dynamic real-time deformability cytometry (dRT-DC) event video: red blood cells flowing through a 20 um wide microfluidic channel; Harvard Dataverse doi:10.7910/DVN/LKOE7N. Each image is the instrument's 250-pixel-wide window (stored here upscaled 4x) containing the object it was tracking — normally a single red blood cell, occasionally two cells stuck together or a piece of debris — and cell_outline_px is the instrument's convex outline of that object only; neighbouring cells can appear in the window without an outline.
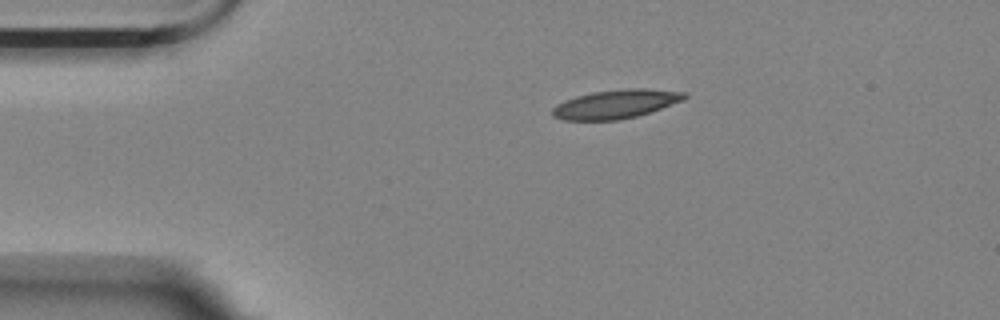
{"species": "Egyptian fruit bat (a non-hibernating species)", "species_latin": "Rousettus aegyptiacus", "temperature_condition": "room temperature", "stored_images_in_passage": 46, "camera_frame_rate_fps": 3000, "um_per_image_px": 0.085, "animal": {"sex": "female"}, "frame": {"image": 1, "passage_image": 1, "time_ms": 0.0, "image_size_px": [1000, 320], "cell_outline_px": [[688, 96], [684, 100], [636, 116], [616, 120], [564, 120], [552, 116], [552, 108], [556, 104], [564, 100], [576, 96], [592, 92], [624, 88], [648, 88], [688, 92]], "centroid_in_image_um": [52.34, 8.83], "position_along_channel_um": 32.7, "area_um2": 22.25}}
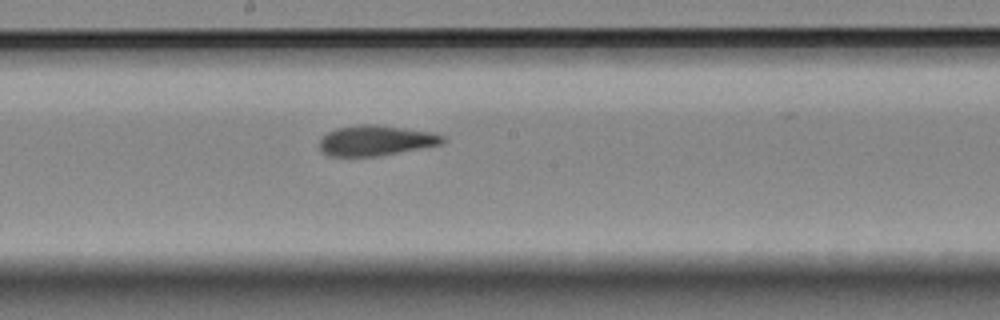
{"frame": {"image": 2, "passage_image": 20, "time_ms": 6.333, "image_size_px": [1000, 320], "cell_outline_px": [[444, 140], [440, 144], [376, 156], [328, 156], [320, 148], [320, 136], [336, 128], [360, 124], [376, 124], [432, 132], [444, 136]], "centroid_in_image_um": [31.89, 11.93], "position_along_channel_um": 216.3, "area_um2": 21.5}}
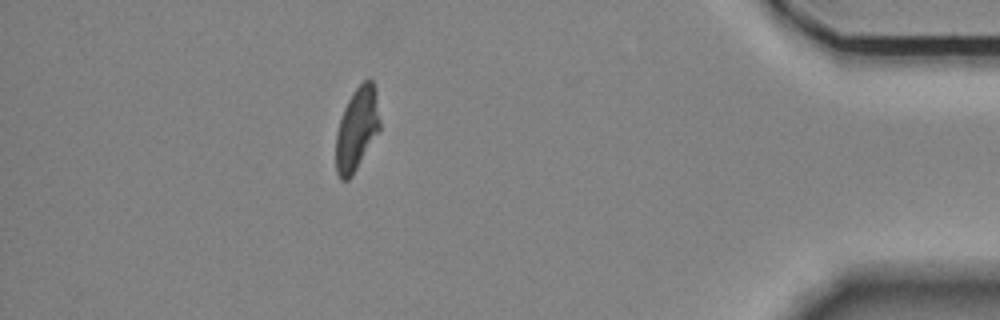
{"frame": {"image": 3, "passage_image": 40, "time_ms": 13.0, "image_size_px": [1000, 320], "cell_outline_px": [[380, 132], [352, 176], [348, 180], [340, 180], [336, 172], [336, 132], [344, 108], [352, 92], [368, 76], [372, 80], [376, 92], [380, 120]], "centroid_in_image_um": [30.35, 10.97], "position_along_channel_um": 404.9, "area_um2": 21.56}, "authors_computed_cell_mechanics": {"area_um2": 21.8773, "velocity_mm_per_s": 3.5372, "shape_relaxation_time_tau1_ms": 4.4166, "shape_relaxation_time_tau2_ms": 2.5746, "deformation_change_tau1": 0.1663, "deformation_change_tau2": 0.114}}